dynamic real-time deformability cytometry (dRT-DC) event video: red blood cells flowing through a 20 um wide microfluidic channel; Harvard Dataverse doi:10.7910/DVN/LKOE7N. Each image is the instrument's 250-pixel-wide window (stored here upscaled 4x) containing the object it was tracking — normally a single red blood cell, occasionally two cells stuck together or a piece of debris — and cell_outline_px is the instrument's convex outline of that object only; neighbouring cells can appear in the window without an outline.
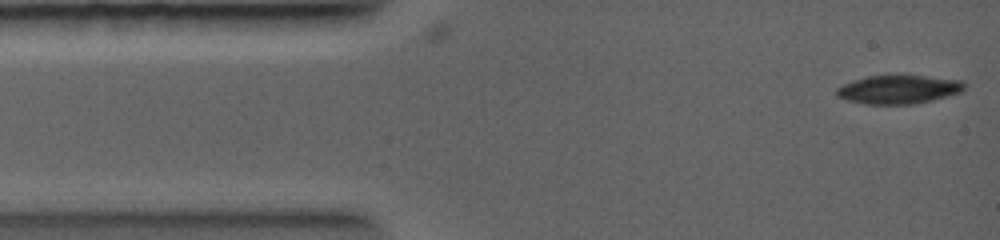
{"species": "common noctule bat (a hibernating species)", "species_latin": "Nyctalus noctula", "temperature_condition": "warm", "stored_images_in_passage": 5, "camera_frame_rate_fps": 5000, "um_per_image_px": 0.085, "animal": {"sex": "female", "body_mass_g": 19.0, "forearm_length_mm": 56.7}, "frame": {"image": 1, "passage_image": 1, "time_ms": 0.0, "image_size_px": [1000, 240], "cell_outline_px": [[964, 88], [960, 92], [932, 100], [916, 104], [864, 104], [848, 100], [836, 96], [836, 88], [844, 84], [868, 76], [896, 72], [964, 80]], "centroid_in_image_um": [76.39, 7.56], "position_along_channel_um": 8.6, "area_um2": 22.02}}